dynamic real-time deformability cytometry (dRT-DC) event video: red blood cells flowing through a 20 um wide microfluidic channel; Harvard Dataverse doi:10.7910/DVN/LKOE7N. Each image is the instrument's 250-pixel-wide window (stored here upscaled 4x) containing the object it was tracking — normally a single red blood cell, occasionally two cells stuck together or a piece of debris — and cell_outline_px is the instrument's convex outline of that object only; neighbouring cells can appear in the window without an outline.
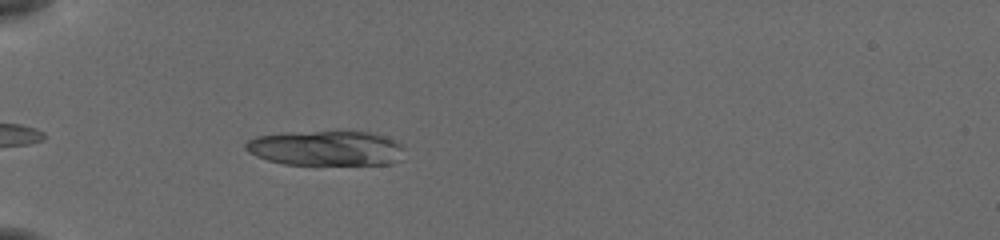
{"species": "common noctule bat (a hibernating species)", "species_latin": "Nyctalus noctula", "temperature_condition": "cold", "stored_images_in_passage": 29, "segment_of_instrument_passage": [1, 2], "camera_frame_rate_fps": 3000, "um_per_image_px": 0.085, "animal": {"sex": "female", "body_mass_g": 19.5, "forearm_length_mm": 54.1}, "frame": {"image": 1, "passage_image": 5, "time_ms": 1.333, "image_size_px": [1000, 240], "cell_outline_px": [[404, 148], [400, 160], [392, 164], [284, 164], [268, 160], [256, 156], [248, 152], [244, 148], [244, 144], [248, 140], [256, 136], [280, 132], [368, 132], [384, 136], [404, 144]], "centroid_in_image_um": [27.7, 12.59], "position_along_channel_um": 57.3, "area_um2": 32.48}}